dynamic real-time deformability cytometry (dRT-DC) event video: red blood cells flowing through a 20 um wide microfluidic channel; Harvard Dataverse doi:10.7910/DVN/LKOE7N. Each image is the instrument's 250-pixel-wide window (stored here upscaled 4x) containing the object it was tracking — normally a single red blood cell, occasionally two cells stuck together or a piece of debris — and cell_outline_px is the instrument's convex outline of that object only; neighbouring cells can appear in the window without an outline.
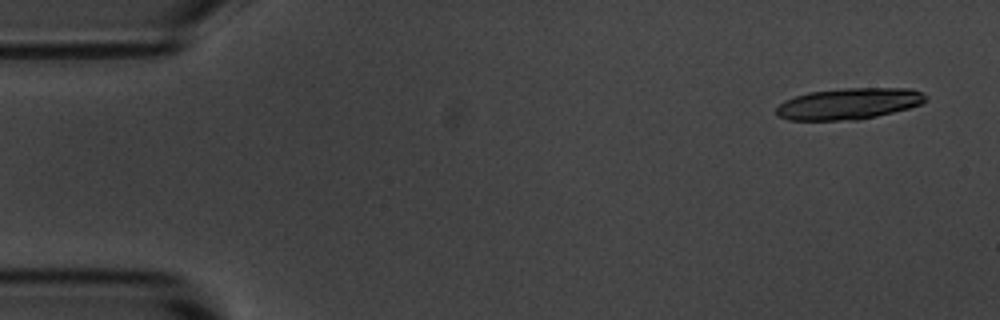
{"species": "common noctule bat (a hibernating species)", "species_latin": "Nyctalus noctula", "temperature_condition": "room temperature", "stored_images_in_passage": 8, "segment_of_instrument_passage": [1, 2], "camera_frame_rate_fps": 3000, "um_per_image_px": 0.085, "animal": {"sex": "male", "body_mass_g": 20.1, "forearm_length_mm": 53.5}, "frame": {"image": 1, "passage_image": 1, "time_ms": 0.0, "image_size_px": [1000, 320], "cell_outline_px": [[928, 96], [920, 104], [908, 108], [876, 116], [856, 120], [788, 120], [776, 116], [776, 108], [784, 100], [808, 92], [844, 88], [912, 88], [924, 92]], "centroid_in_image_um": [72.14, 8.81], "position_along_channel_um": 12.9, "area_um2": 27.28}}